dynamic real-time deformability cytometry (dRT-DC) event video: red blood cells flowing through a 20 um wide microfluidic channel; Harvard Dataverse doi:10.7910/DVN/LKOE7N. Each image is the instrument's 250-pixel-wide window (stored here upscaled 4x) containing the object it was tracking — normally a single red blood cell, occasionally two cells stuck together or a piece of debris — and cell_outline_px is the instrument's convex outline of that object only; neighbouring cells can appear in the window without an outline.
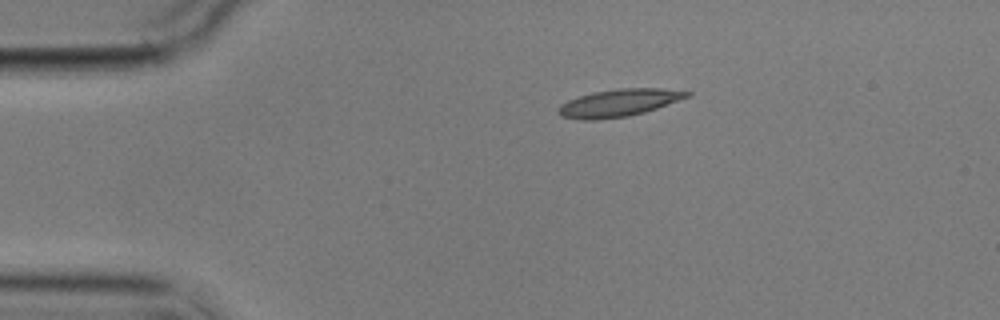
{"species": "common noctule bat (a hibernating species)", "species_latin": "Nyctalus noctula", "temperature_condition": "cold", "stored_images_in_passage": 12, "camera_frame_rate_fps": 3000, "um_per_image_px": 0.085, "animal": {"sex": "male", "body_mass_g": 17.9}, "frame": {"image": 1, "passage_image": 1, "time_ms": 0.0, "image_size_px": [1000, 320], "cell_outline_px": [[692, 96], [644, 112], [628, 116], [596, 120], [584, 120], [560, 116], [556, 108], [560, 104], [568, 100], [592, 92], [620, 88], [660, 88], [692, 92]], "centroid_in_image_um": [52.59, 8.74], "position_along_channel_um": 32.4, "area_um2": 20.58}}
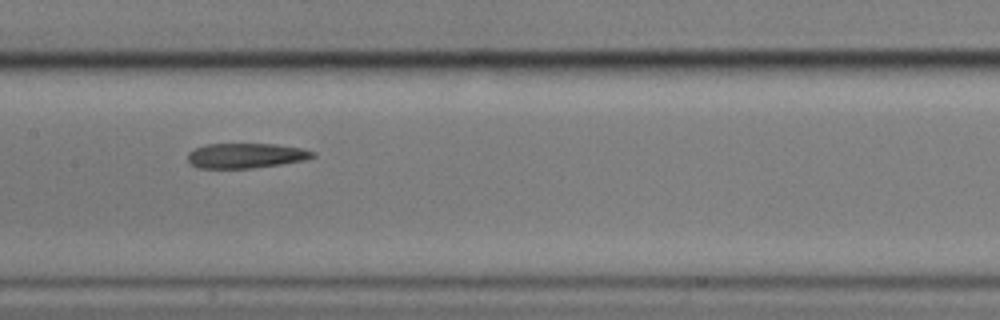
{"frame": {"image": 2, "passage_image": 5, "time_ms": 5.667, "image_size_px": [1000, 320], "cell_outline_px": [[316, 156], [304, 160], [280, 164], [252, 168], [196, 168], [188, 160], [188, 152], [204, 144], [276, 144], [300, 148], [316, 152]], "centroid_in_image_um": [20.89, 13.22], "position_along_channel_um": 186.5, "area_um2": 18.15}}
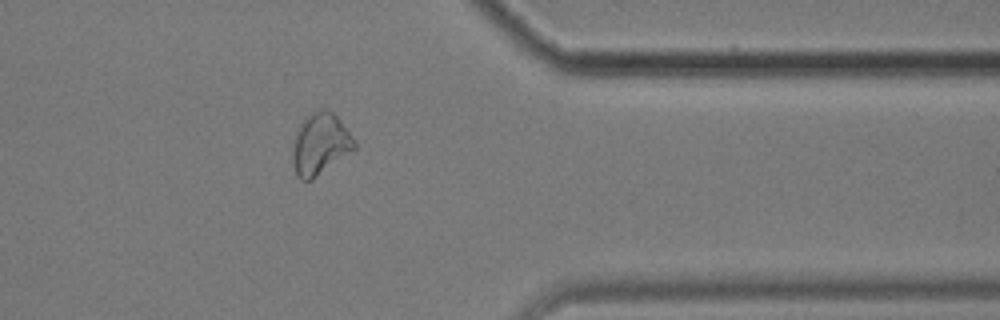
{"frame": {"image": 3, "passage_image": 10, "time_ms": 11.667, "image_size_px": [1000, 320], "cell_outline_px": [[356, 148], [352, 152], [312, 180], [300, 180], [296, 176], [292, 164], [292, 148], [296, 132], [300, 124], [312, 112], [320, 108], [324, 108], [332, 112], [340, 120], [356, 140]], "centroid_in_image_um": [27.22, 12.27], "position_along_channel_um": 384.2, "area_um2": 22.43}, "authors_computed_cell_mechanics": {"area_um2": 19.3919, "velocity_mm_per_s": 3.5054, "shape_relaxation_time_tau1_ms": null, "shape_relaxation_time_tau2_ms": 6.6646, "deformation_change_tau1": null, "deformation_change_tau2": 0.139}}